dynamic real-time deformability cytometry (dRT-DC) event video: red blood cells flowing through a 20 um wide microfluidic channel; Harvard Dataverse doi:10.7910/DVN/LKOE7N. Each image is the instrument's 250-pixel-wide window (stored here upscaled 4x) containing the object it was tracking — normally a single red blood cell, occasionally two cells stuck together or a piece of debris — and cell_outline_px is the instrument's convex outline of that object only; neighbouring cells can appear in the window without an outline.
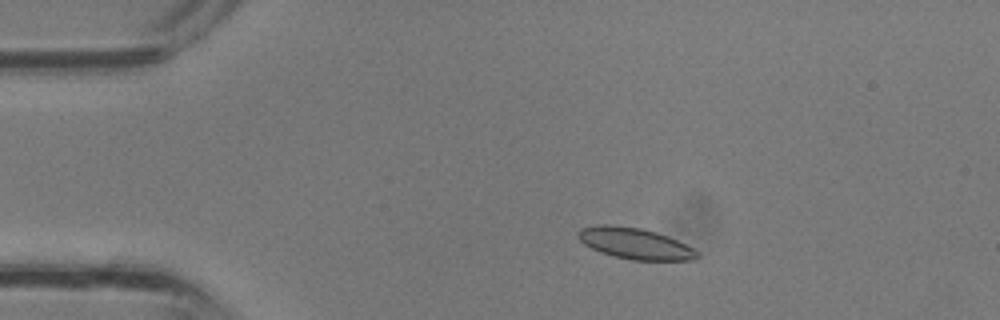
{"species": "common noctule bat (a hibernating species)", "species_latin": "Nyctalus noctula", "temperature_condition": "room temperature", "stored_images_in_passage": 35, "camera_frame_rate_fps": 3000, "um_per_image_px": 0.085, "animal": {"sex": "male", "body_mass_g": 13.3}, "frame": {"image": 1, "passage_image": 6, "time_ms": 1.667, "image_size_px": [1000, 320], "cell_outline_px": [[700, 256], [692, 260], [632, 260], [600, 252], [584, 244], [576, 236], [576, 232], [580, 228], [596, 224], [612, 224], [640, 228], [656, 232], [668, 236], [700, 252]], "centroid_in_image_um": [53.94, 20.68], "position_along_channel_um": 31.1, "area_um2": 21.68}}
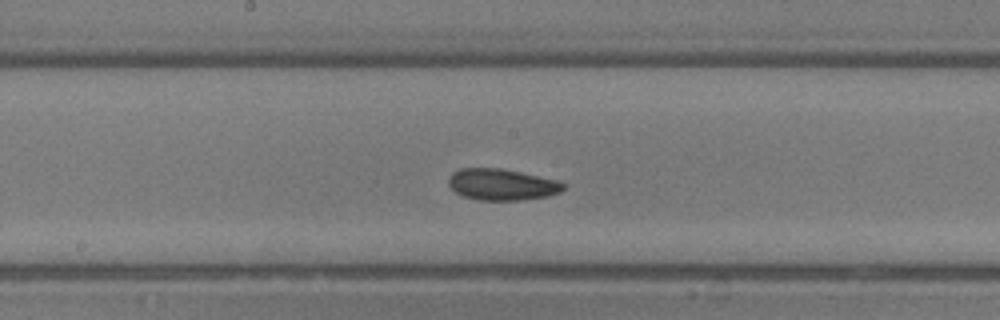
{"frame": {"image": 2, "passage_image": 18, "time_ms": 5.667, "image_size_px": [1000, 320], "cell_outline_px": [[564, 188], [560, 192], [548, 196], [520, 200], [480, 200], [464, 196], [456, 192], [448, 184], [448, 176], [452, 172], [460, 168], [500, 168], [560, 180], [564, 184]], "centroid_in_image_um": [42.66, 15.67], "position_along_channel_um": 205.5, "area_um2": 21.04}}
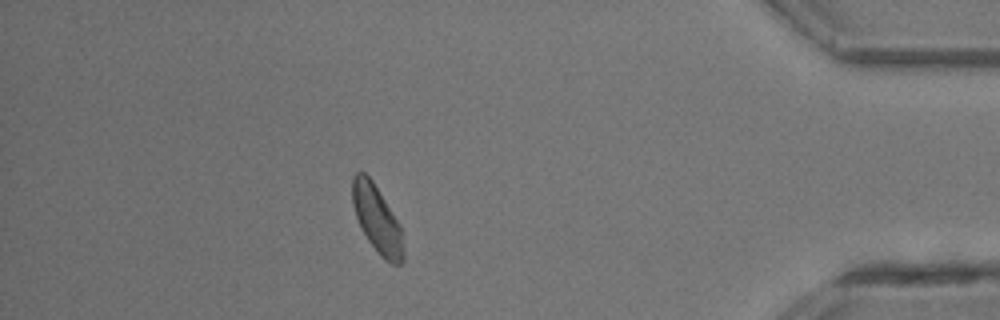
{"frame": {"image": 3, "passage_image": 31, "time_ms": 10.0, "image_size_px": [1000, 320], "cell_outline_px": [[404, 260], [400, 264], [392, 264], [384, 260], [380, 256], [368, 240], [360, 228], [352, 204], [352, 176], [356, 172], [364, 172], [372, 180], [400, 224], [404, 252]], "centroid_in_image_um": [32.04, 18.65], "position_along_channel_um": 403.2, "area_um2": 20.06}}